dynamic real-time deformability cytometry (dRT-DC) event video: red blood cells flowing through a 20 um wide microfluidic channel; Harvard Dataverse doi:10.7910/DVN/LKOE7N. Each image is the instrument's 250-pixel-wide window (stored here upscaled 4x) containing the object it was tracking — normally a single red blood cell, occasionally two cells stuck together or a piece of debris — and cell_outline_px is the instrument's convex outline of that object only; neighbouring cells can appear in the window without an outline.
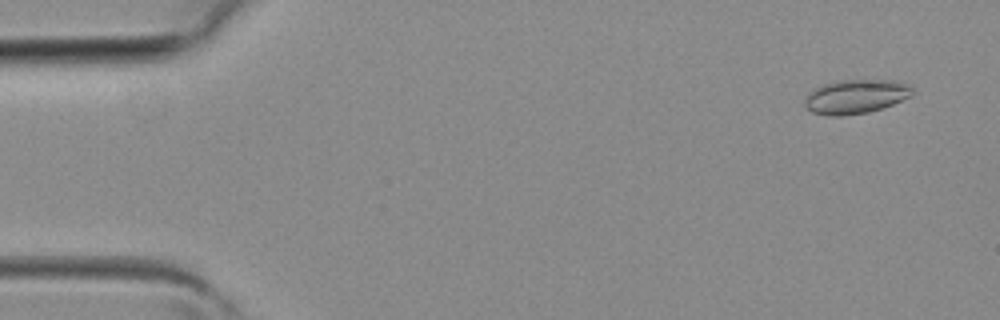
{"species": "common noctule bat (a hibernating species)", "species_latin": "Nyctalus noctula", "temperature_condition": "room temperature", "stored_images_in_passage": 3, "camera_frame_rate_fps": 3000, "um_per_image_px": 0.085, "animal": {"sex": "female", "body_mass_g": 19.3, "forearm_length_mm": 54.1}, "frame": {"image": 1, "passage_image": 1, "time_ms": 0.0, "image_size_px": [1000, 320], "cell_outline_px": [[912, 96], [892, 104], [868, 112], [840, 116], [828, 116], [812, 112], [804, 104], [804, 100], [820, 84], [840, 80], [888, 80], [908, 84], [912, 88]], "centroid_in_image_um": [72.73, 8.21], "position_along_channel_um": 12.3, "area_um2": 21.15}}